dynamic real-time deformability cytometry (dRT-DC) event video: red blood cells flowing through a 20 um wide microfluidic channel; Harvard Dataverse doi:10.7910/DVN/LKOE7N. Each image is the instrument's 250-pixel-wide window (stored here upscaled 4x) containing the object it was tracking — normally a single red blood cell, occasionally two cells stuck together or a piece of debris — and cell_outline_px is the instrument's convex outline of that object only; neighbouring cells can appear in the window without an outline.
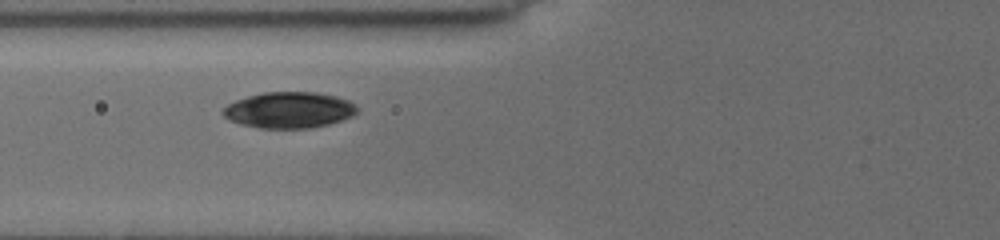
{"species": "common noctule bat (a hibernating species)", "species_latin": "Nyctalus noctula", "temperature_condition": "cold", "stored_images_in_passage": 5, "camera_frame_rate_fps": 3000, "um_per_image_px": 0.085, "animal": {"sex": "female", "body_mass_g": 19.5, "forearm_length_mm": 54.1}, "frame": {"image": 1, "passage_image": 4, "time_ms": 3.0, "image_size_px": [1000, 240], "cell_outline_px": [[356, 112], [352, 116], [328, 124], [308, 128], [260, 128], [240, 124], [228, 120], [224, 116], [224, 108], [228, 104], [236, 100], [248, 96], [264, 92], [316, 92], [336, 96], [348, 100], [356, 104]], "centroid_in_image_um": [24.57, 9.35], "position_along_channel_um": 101.2, "area_um2": 28.03}}
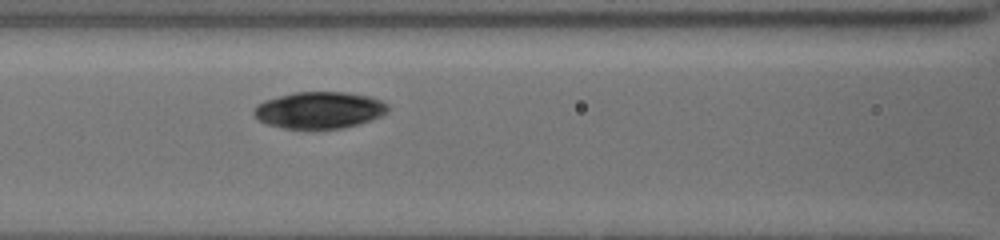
{"frame": {"image": 2, "passage_image": 5, "time_ms": 4.0, "image_size_px": [1000, 240], "cell_outline_px": [[388, 112], [384, 116], [356, 124], [340, 128], [284, 128], [268, 124], [260, 120], [252, 112], [252, 108], [256, 104], [264, 100], [296, 92], [344, 92], [372, 96], [388, 104]], "centroid_in_image_um": [27.16, 9.34], "position_along_channel_um": 139.4, "area_um2": 28.61}}